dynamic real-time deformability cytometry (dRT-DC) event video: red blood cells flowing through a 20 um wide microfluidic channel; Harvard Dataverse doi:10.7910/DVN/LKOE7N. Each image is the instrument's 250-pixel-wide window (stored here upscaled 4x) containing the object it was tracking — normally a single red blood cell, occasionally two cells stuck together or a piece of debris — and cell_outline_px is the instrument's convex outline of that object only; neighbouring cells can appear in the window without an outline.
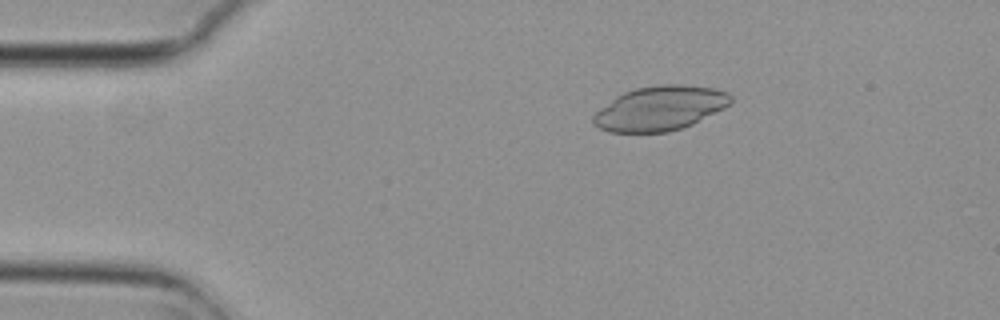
{"species": "common noctule bat (a hibernating species)", "species_latin": "Nyctalus noctula", "temperature_condition": "cold", "stored_images_in_passage": 6, "camera_frame_rate_fps": 3000, "um_per_image_px": 0.085, "animal": {"sex": "female", "body_mass_g": 29.2, "forearm_length_mm": 56.3}, "frame": {"image": 1, "passage_image": 3, "time_ms": 0.667, "image_size_px": [1000, 320], "cell_outline_px": [[732, 100], [724, 108], [692, 124], [668, 132], [608, 132], [600, 128], [592, 120], [592, 116], [600, 108], [616, 96], [624, 92], [636, 88], [660, 84], [680, 84], [716, 88], [728, 92], [732, 96]], "centroid_in_image_um": [56.11, 9.19], "position_along_channel_um": 28.9, "area_um2": 35.49}}